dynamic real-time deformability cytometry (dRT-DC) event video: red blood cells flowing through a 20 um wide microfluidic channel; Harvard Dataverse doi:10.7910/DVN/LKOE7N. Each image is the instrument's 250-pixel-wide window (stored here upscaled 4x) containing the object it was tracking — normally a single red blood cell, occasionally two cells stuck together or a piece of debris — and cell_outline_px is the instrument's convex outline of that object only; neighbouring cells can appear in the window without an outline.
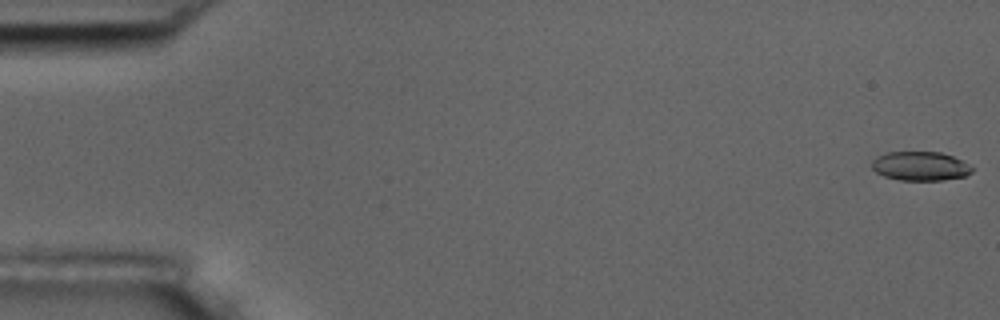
{"species": "common noctule bat (a hibernating species)", "species_latin": "Nyctalus noctula", "temperature_condition": "room temperature", "stored_images_in_passage": 55, "camera_frame_rate_fps": 3000, "um_per_image_px": 0.085, "animal": {"sex": "male", "body_mass_g": 17.5, "forearm_length_mm": 52.3}, "frame": {"image": 1, "passage_image": 1, "time_ms": 0.0, "image_size_px": [1000, 320], "cell_outline_px": [[976, 168], [968, 176], [944, 180], [900, 180], [884, 176], [876, 172], [872, 168], [872, 160], [876, 156], [888, 152], [940, 152], [964, 160]], "centroid_in_image_um": [78.29, 14.12], "position_along_channel_um": 6.7, "area_um2": 17.28}}
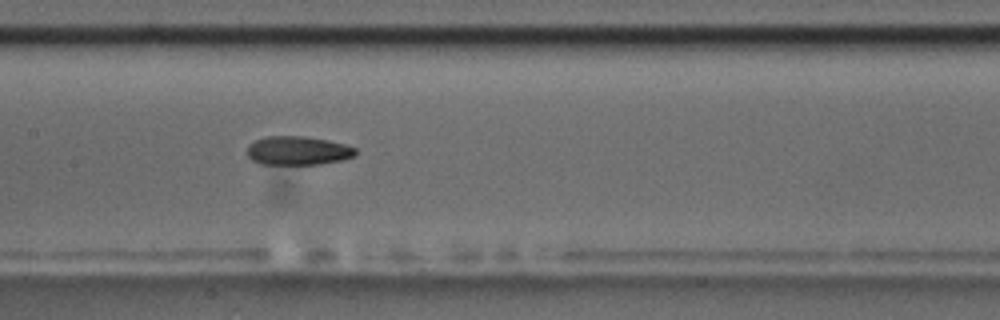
{"frame": {"image": 2, "passage_image": 27, "time_ms": 8.667, "image_size_px": [1000, 320], "cell_outline_px": [[356, 156], [340, 160], [320, 164], [260, 164], [252, 160], [248, 156], [248, 144], [264, 136], [304, 136], [328, 140], [344, 144], [356, 148]], "centroid_in_image_um": [25.31, 12.8], "position_along_channel_um": 182.1, "area_um2": 18.21}}
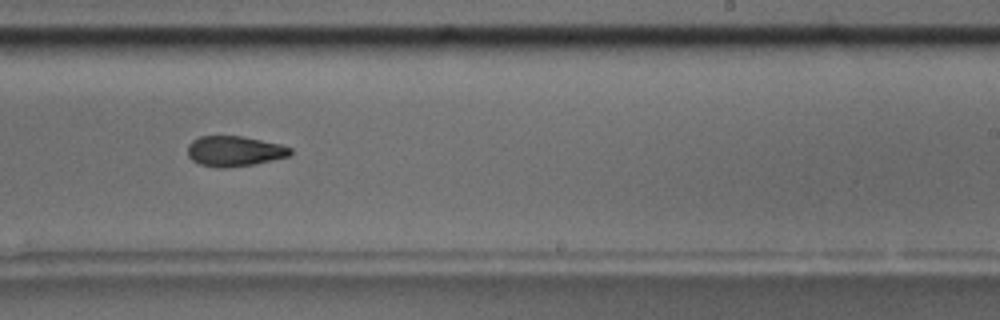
{"frame": {"image": 3, "passage_image": 34, "time_ms": 11.0, "image_size_px": [1000, 320], "cell_outline_px": [[292, 152], [288, 156], [272, 160], [252, 164], [224, 168], [216, 168], [200, 164], [192, 160], [188, 156], [188, 144], [192, 140], [200, 136], [244, 136], [280, 144], [292, 148]], "centroid_in_image_um": [19.9, 12.84], "position_along_channel_um": 269.1, "area_um2": 18.15}, "authors_computed_cell_mechanics": {"area_um2": 18.3226, "velocity_mm_per_s": 3.7368, "shape_relaxation_time_tau1_ms": 3.8866, "shape_relaxation_time_tau2_ms": 4.1446, "deformation_change_tau1": 0.1382, "deformation_change_tau2": 0.1034}}